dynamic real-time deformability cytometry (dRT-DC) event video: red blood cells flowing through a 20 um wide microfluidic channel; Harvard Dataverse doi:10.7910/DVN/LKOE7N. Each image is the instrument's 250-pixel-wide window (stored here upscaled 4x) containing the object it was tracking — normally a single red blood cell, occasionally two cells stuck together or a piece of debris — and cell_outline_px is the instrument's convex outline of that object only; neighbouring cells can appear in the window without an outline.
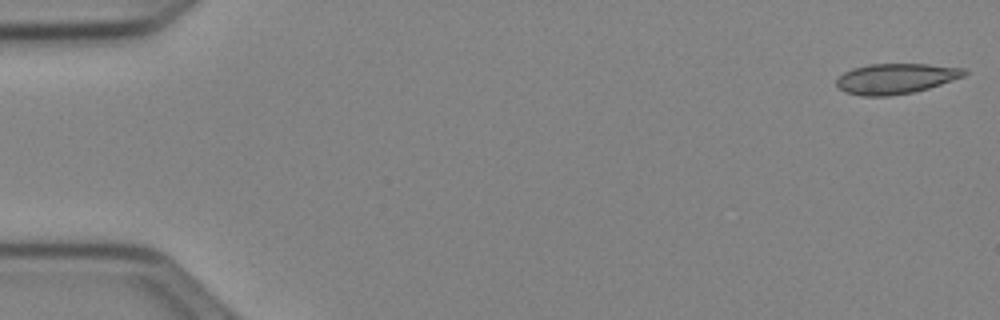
{"species": "Egyptian fruit bat (a non-hibernating species)", "species_latin": "Rousettus aegyptiacus", "temperature_condition": "cold", "stored_images_in_passage": 51, "camera_frame_rate_fps": 3000, "um_per_image_px": 0.085, "animal": {"sex": "female"}, "frame": {"image": 1, "passage_image": 1, "time_ms": 0.0, "image_size_px": [1000, 320], "cell_outline_px": [[968, 72], [964, 76], [928, 88], [912, 92], [888, 96], [860, 96], [844, 92], [836, 84], [836, 80], [844, 72], [852, 68], [868, 64], [928, 64], [964, 68]], "centroid_in_image_um": [76.11, 6.68], "position_along_channel_um": 8.9, "area_um2": 22.54}}
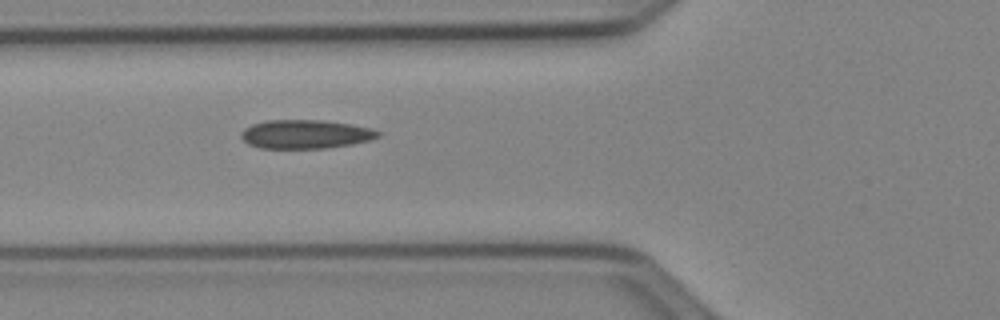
{"frame": {"image": 2, "passage_image": 19, "time_ms": 6.0, "image_size_px": [1000, 320], "cell_outline_px": [[380, 136], [368, 140], [352, 144], [328, 148], [260, 148], [248, 144], [240, 136], [240, 132], [244, 128], [252, 124], [268, 120], [324, 120], [352, 124], [372, 128], [380, 132]], "centroid_in_image_um": [25.96, 11.4], "position_along_channel_um": 99.8, "area_um2": 23.06}}
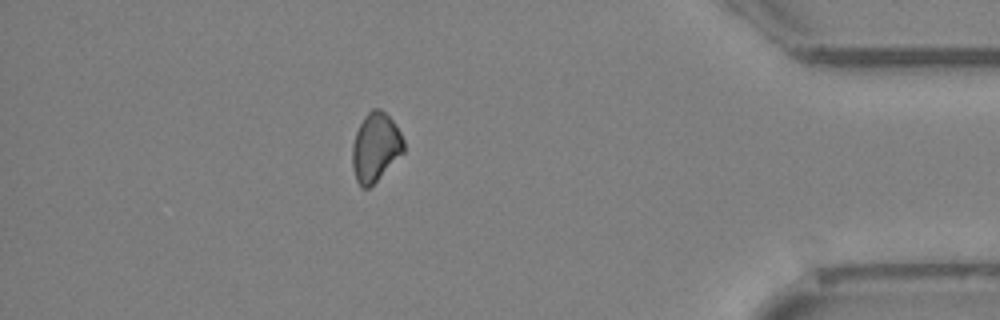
{"frame": {"image": 3, "passage_image": 45, "time_ms": 14.667, "image_size_px": [1000, 320], "cell_outline_px": [[404, 152], [368, 188], [360, 188], [356, 180], [352, 168], [352, 144], [356, 132], [364, 116], [372, 108], [380, 108], [396, 124], [404, 140]], "centroid_in_image_um": [31.9, 12.5], "position_along_channel_um": 403.3, "area_um2": 20.52}}